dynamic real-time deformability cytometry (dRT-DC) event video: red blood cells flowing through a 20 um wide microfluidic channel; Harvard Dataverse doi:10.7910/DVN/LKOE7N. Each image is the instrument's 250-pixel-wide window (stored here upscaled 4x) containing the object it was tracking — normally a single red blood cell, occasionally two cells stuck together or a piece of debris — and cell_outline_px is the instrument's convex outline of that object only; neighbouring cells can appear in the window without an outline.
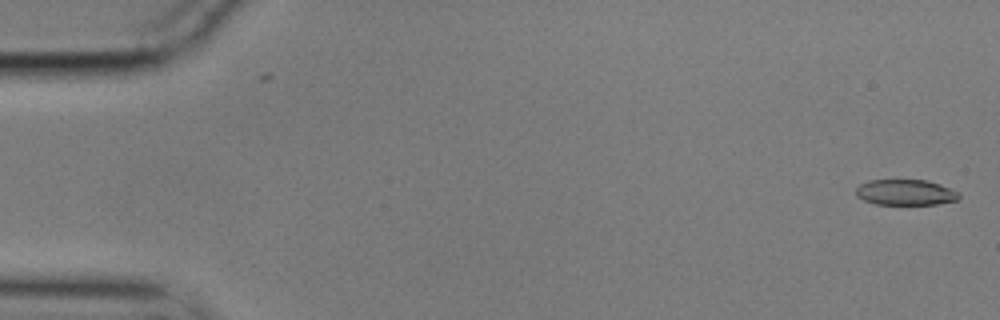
{"species": "common noctule bat (a hibernating species)", "species_latin": "Nyctalus noctula", "temperature_condition": "cold", "stored_images_in_passage": 56, "camera_frame_rate_fps": 3000, "um_per_image_px": 0.085, "animal": {"sex": "male", "body_mass_g": 17.9}, "frame": {"image": 1, "passage_image": 1, "time_ms": 0.0, "image_size_px": [1000, 320], "cell_outline_px": [[960, 196], [956, 200], [936, 204], [876, 204], [864, 200], [856, 196], [856, 188], [860, 184], [868, 180], [928, 180], [940, 184], [960, 192]], "centroid_in_image_um": [76.97, 16.34], "position_along_channel_um": 8.0, "area_um2": 15.43}}
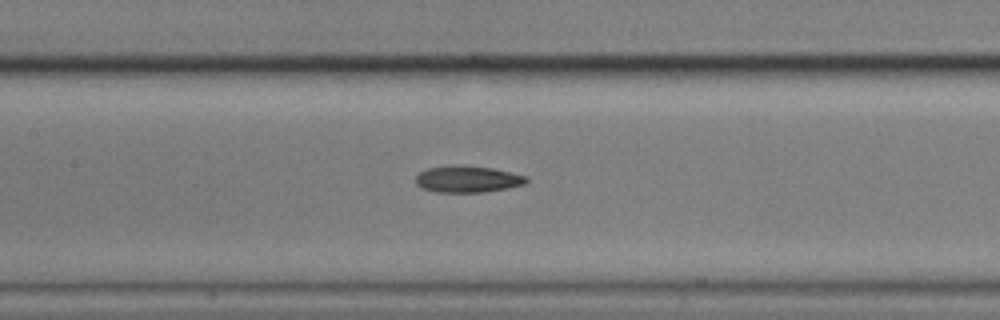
{"frame": {"image": 2, "passage_image": 26, "time_ms": 8.333, "image_size_px": [1000, 320], "cell_outline_px": [[528, 180], [524, 184], [508, 188], [484, 192], [436, 192], [420, 188], [416, 184], [416, 176], [420, 172], [428, 168], [492, 168], [528, 176]], "centroid_in_image_um": [39.77, 15.28], "position_along_channel_um": 167.6, "area_um2": 16.36}}
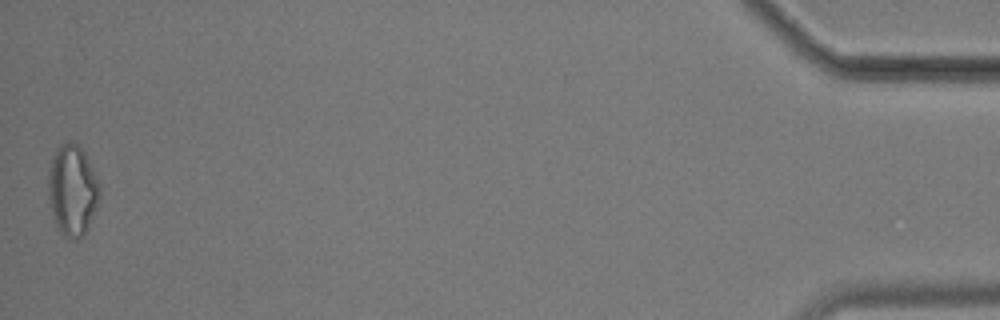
{"frame": {"image": 3, "passage_image": 56, "time_ms": 18.333, "image_size_px": [1000, 320], "cell_outline_px": [[100, 188], [96, 208], [84, 232], [76, 240], [72, 240], [64, 236], [56, 224], [52, 216], [48, 200], [48, 176], [52, 160], [56, 148], [60, 144], [76, 144], [84, 152], [100, 184]], "centroid_in_image_um": [6.13, 16.18], "position_along_channel_um": 429.1, "area_um2": 26.65}, "authors_computed_cell_mechanics": {"area_um2": 17.4845, "velocity_mm_per_s": 3.5305, "shape_relaxation_time_tau1_ms": null, "shape_relaxation_time_tau2_ms": 10.6904, "deformation_change_tau1": null, "deformation_change_tau2": 0.2287}}